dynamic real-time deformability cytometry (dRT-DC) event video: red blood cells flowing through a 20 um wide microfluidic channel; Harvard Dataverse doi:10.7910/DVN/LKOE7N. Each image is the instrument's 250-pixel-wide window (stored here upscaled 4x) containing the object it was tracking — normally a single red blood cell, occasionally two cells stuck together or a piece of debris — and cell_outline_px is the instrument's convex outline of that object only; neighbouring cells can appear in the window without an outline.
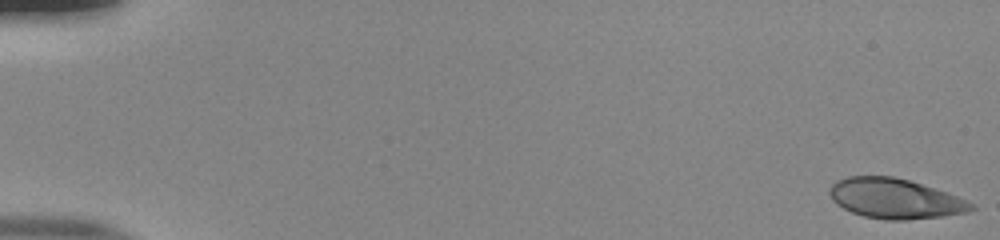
{"species": "human", "species_latin": "Homo sapiens", "temperature_condition": "room temperature", "stored_images_in_passage": 53, "camera_frame_rate_fps": 3000, "um_per_image_px": 0.085, "donor": {"sex": "male"}, "frame": {"image": 1, "passage_image": 1, "time_ms": 0.0, "image_size_px": [1000, 240], "cell_outline_px": [[976, 208], [968, 212], [940, 216], [908, 220], [884, 220], [864, 216], [852, 212], [836, 204], [832, 200], [828, 192], [832, 184], [836, 180], [848, 176], [892, 176], [908, 180], [968, 200], [976, 204]], "centroid_in_image_um": [76.05, 16.88], "position_along_channel_um": 8.9, "area_um2": 32.89}}
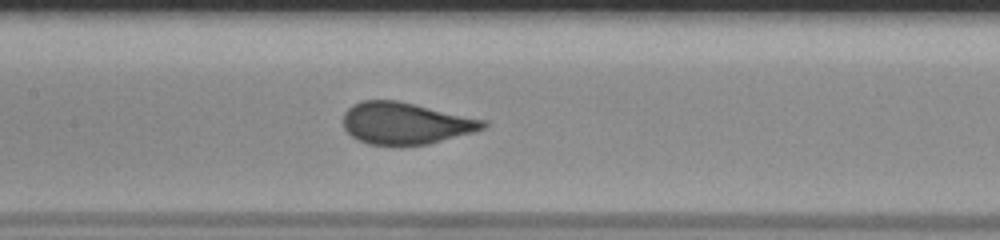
{"frame": {"image": 2, "passage_image": 27, "time_ms": 8.667, "image_size_px": [1000, 240], "cell_outline_px": [[488, 124], [484, 128], [472, 132], [428, 144], [368, 144], [356, 140], [344, 128], [344, 112], [352, 104], [364, 100], [396, 100], [416, 104], [488, 120]], "centroid_in_image_um": [34.47, 10.46], "position_along_channel_um": 172.9, "area_um2": 33.93}}
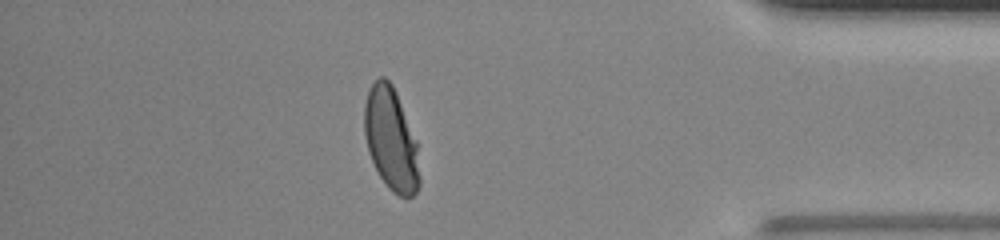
{"frame": {"image": 3, "passage_image": 47, "time_ms": 15.333, "image_size_px": [1000, 240], "cell_outline_px": [[420, 184], [416, 192], [412, 196], [400, 196], [392, 192], [388, 188], [380, 176], [368, 152], [364, 136], [364, 104], [368, 92], [372, 84], [380, 76], [384, 76], [392, 84], [396, 92], [416, 140], [420, 180]], "centroid_in_image_um": [33.22, 11.84], "position_along_channel_um": 402.0, "area_um2": 32.89}, "authors_computed_cell_mechanics": {"area_um2": 34.2176, "velocity_mm_per_s": 3.899, "shape_relaxation_time_tau1_ms": 6.8368, "shape_relaxation_time_tau2_ms": null, "deformation_change_tau1": 0.215, "deformation_change_tau2": null}}